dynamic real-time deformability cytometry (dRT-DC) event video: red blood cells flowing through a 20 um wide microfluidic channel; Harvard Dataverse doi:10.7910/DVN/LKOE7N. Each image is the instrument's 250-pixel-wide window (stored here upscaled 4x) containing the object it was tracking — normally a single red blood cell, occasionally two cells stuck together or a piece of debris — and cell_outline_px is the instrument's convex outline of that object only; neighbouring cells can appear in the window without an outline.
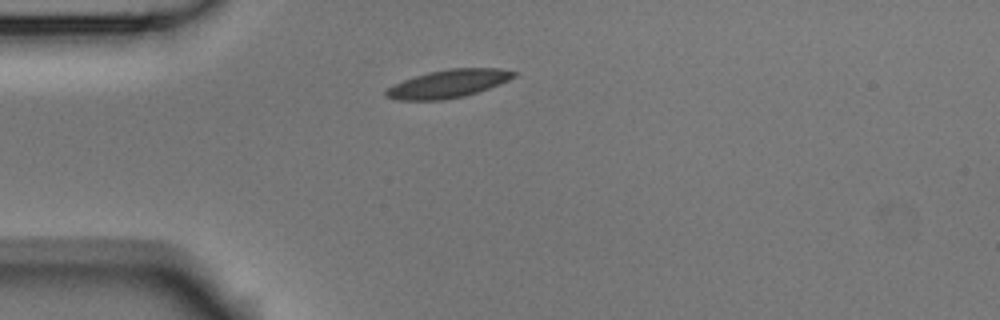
{"species": "Egyptian fruit bat (a non-hibernating species)", "species_latin": "Rousettus aegyptiacus", "temperature_condition": "room temperature", "stored_images_in_passage": 1, "camera_frame_rate_fps": 3000, "um_per_image_px": 0.085, "animal": {"sex": "male"}, "frame": {"image": 1, "passage_image": 1, "time_ms": 0.0, "image_size_px": [1000, 320], "cell_outline_px": [[516, 76], [500, 84], [464, 96], [444, 100], [396, 100], [384, 96], [384, 92], [392, 84], [428, 72], [448, 68], [500, 68], [516, 72]], "centroid_in_image_um": [38.07, 7.12], "position_along_channel_um": 46.9, "area_um2": 20.87}}